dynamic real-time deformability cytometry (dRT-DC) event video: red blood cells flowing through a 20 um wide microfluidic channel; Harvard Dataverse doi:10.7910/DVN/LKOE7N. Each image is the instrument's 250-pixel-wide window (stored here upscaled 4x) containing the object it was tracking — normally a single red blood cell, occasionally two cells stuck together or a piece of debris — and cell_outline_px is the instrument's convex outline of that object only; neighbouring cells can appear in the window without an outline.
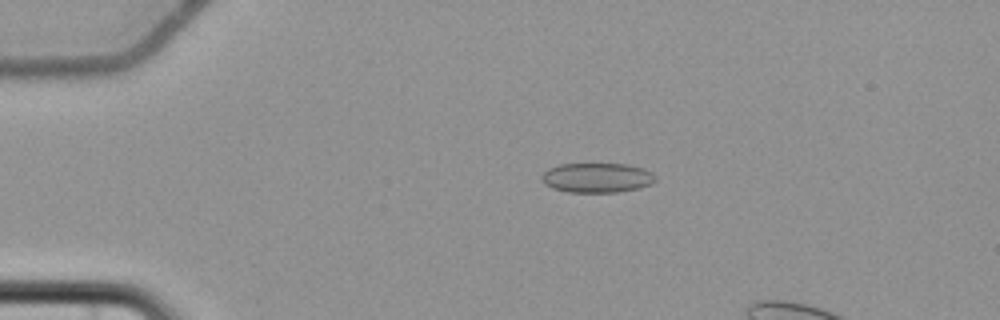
{"species": "common noctule bat (a hibernating species)", "species_latin": "Nyctalus noctula", "temperature_condition": "cold", "stored_images_in_passage": 5, "camera_frame_rate_fps": 3000, "um_per_image_px": 0.085, "animal": {"sex": "female", "body_mass_g": 22.7, "forearm_length_mm": 54.2}, "frame": {"image": 1, "passage_image": 3, "time_ms": 2.333, "image_size_px": [1000, 320], "cell_outline_px": [[656, 180], [652, 184], [640, 188], [616, 192], [568, 192], [552, 188], [544, 184], [540, 180], [540, 176], [548, 168], [560, 164], [628, 164], [644, 168], [652, 172], [656, 176]], "centroid_in_image_um": [50.74, 15.1], "position_along_channel_um": 34.3, "area_um2": 19.94}}